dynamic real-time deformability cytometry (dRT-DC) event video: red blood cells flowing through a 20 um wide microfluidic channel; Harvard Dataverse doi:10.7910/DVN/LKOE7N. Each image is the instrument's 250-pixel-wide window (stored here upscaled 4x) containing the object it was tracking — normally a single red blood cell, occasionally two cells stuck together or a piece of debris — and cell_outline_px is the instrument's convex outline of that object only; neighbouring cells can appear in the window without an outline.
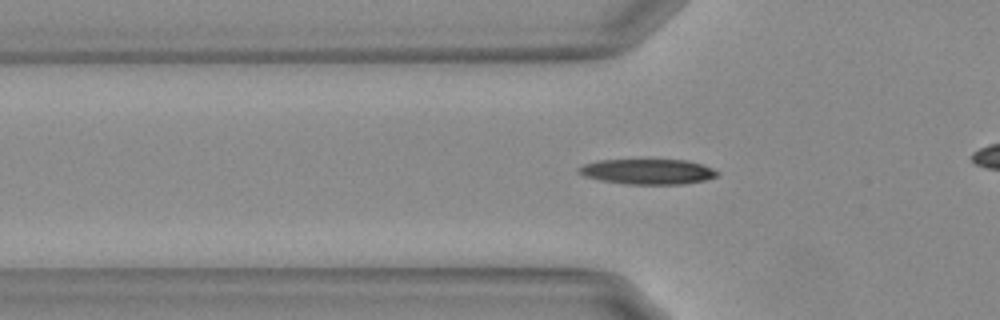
{"species": "Egyptian fruit bat (a non-hibernating species)", "species_latin": "Rousettus aegyptiacus", "temperature_condition": "warm", "stored_images_in_passage": 36, "camera_frame_rate_fps": 3000, "um_per_image_px": 0.085, "animal": {"sex": "female"}, "frame": {"image": 1, "passage_image": 4, "time_ms": 1.0, "image_size_px": [1000, 320], "cell_outline_px": [[720, 176], [704, 180], [684, 184], [628, 184], [600, 180], [584, 176], [576, 172], [576, 168], [584, 164], [596, 160], [684, 160], [700, 164], [712, 168], [720, 172]], "centroid_in_image_um": [55.03, 14.59], "position_along_channel_um": 70.8, "area_um2": 20.46}}
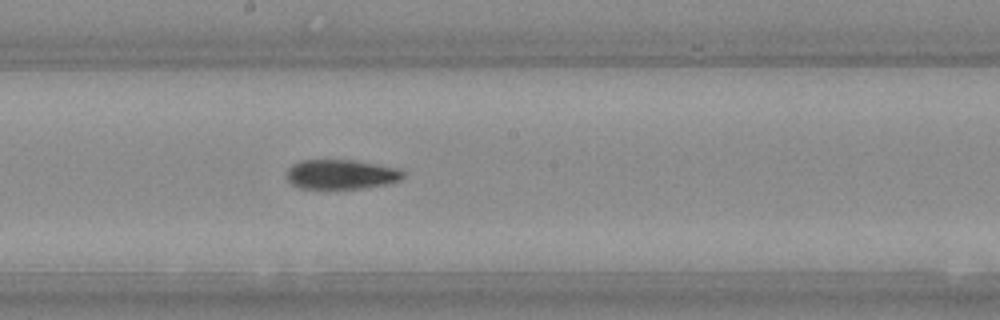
{"frame": {"image": 2, "passage_image": 16, "time_ms": 5.0, "image_size_px": [1000, 320], "cell_outline_px": [[404, 176], [400, 180], [384, 184], [364, 188], [300, 188], [292, 184], [288, 180], [288, 168], [292, 164], [300, 160], [356, 160], [380, 164], [400, 168], [404, 172]], "centroid_in_image_um": [29.03, 14.8], "position_along_channel_um": 219.2, "area_um2": 20.11}}
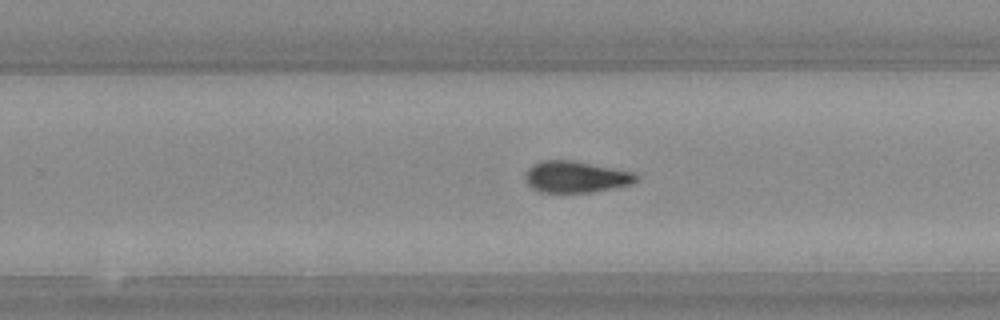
{"frame": {"image": 3, "passage_image": 21, "time_ms": 6.667, "image_size_px": [1000, 320], "cell_outline_px": [[636, 180], [632, 184], [592, 192], [540, 192], [532, 188], [528, 184], [528, 168], [532, 164], [540, 160], [572, 160], [636, 172]], "centroid_in_image_um": [48.97, 15.02], "position_along_channel_um": 280.8, "area_um2": 20.17}, "authors_computed_cell_mechanics": {"area_um2": 20.3745, "velocity_mm_per_s": 3.7139, "shape_relaxation_time_tau1_ms": 9.2233, "shape_relaxation_time_tau2_ms": 5.3476, "deformation_change_tau1": 0.2166, "deformation_change_tau2": 0.149}}